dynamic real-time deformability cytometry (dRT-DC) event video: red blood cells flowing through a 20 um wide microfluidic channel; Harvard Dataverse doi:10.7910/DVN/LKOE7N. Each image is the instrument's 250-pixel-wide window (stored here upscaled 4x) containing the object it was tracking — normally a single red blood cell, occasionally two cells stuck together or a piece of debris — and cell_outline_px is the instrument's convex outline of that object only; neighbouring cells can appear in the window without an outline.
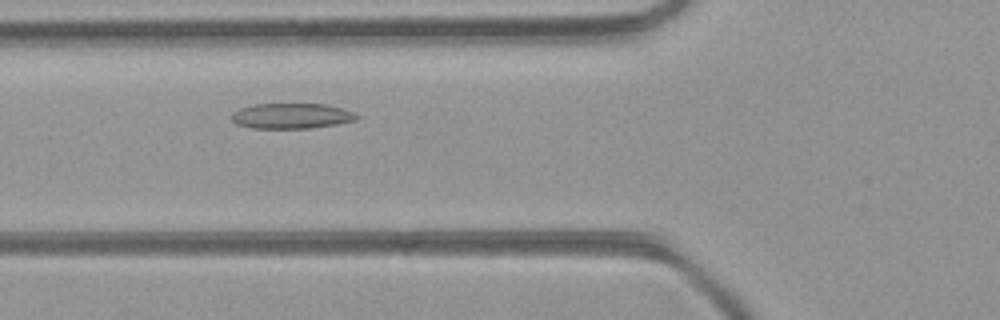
{"species": "common noctule bat (a hibernating species)", "species_latin": "Nyctalus noctula", "temperature_condition": "room temperature", "stored_images_in_passage": 3, "camera_frame_rate_fps": 3000, "um_per_image_px": 0.085, "animal": {"sex": "female", "body_mass_g": 21.9}, "frame": {"image": 1, "passage_image": 3, "time_ms": 0.667, "image_size_px": [1000, 320], "cell_outline_px": [[360, 116], [356, 120], [336, 124], [312, 128], [252, 128], [236, 124], [232, 120], [232, 112], [240, 108], [256, 104], [328, 104], [344, 108]], "centroid_in_image_um": [24.79, 9.85], "position_along_channel_um": 101.0, "area_um2": 18.55}}